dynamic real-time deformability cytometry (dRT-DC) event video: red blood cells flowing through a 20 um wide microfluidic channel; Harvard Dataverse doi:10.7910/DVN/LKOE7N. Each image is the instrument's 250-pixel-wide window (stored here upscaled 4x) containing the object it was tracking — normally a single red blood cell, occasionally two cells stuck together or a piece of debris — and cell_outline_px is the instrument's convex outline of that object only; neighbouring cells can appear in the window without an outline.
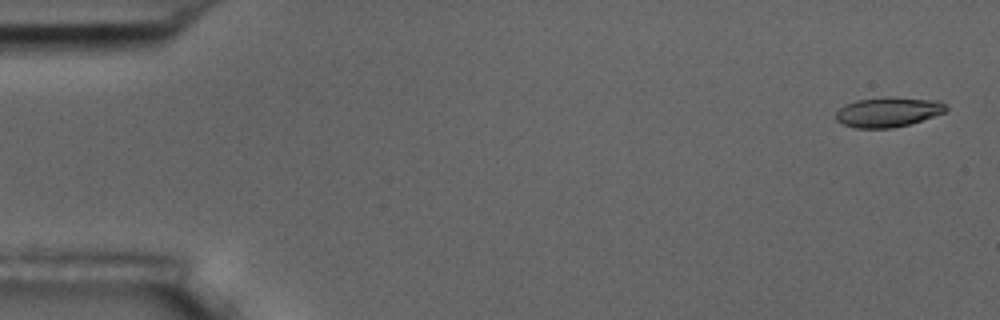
{"species": "common noctule bat (a hibernating species)", "species_latin": "Nyctalus noctula", "temperature_condition": "room temperature", "stored_images_in_passage": 4, "camera_frame_rate_fps": 3000, "um_per_image_px": 0.085, "animal": {"sex": "male", "body_mass_g": 17.5, "forearm_length_mm": 52.3}, "frame": {"image": 1, "passage_image": 1, "time_ms": 0.0, "image_size_px": [1000, 320], "cell_outline_px": [[948, 108], [944, 112], [912, 124], [892, 128], [856, 128], [844, 124], [836, 120], [836, 112], [844, 104], [856, 100], [940, 100]], "centroid_in_image_um": [75.46, 9.59], "position_along_channel_um": 9.5, "area_um2": 18.15}}
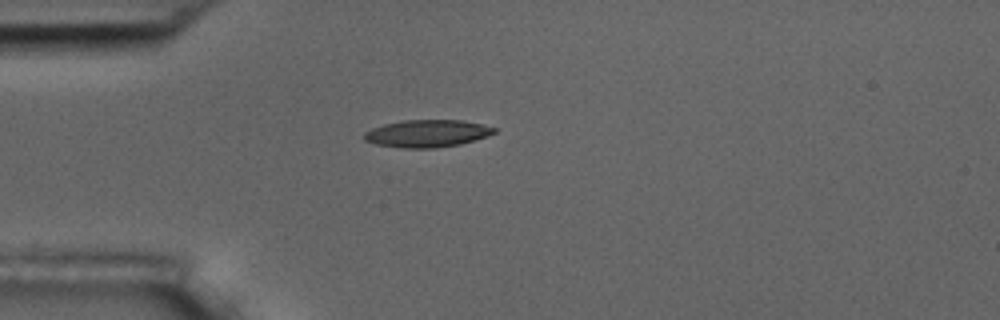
{"frame": {"image": 2, "passage_image": 4, "time_ms": 4.333, "image_size_px": [1000, 320], "cell_outline_px": [[496, 132], [488, 136], [460, 144], [436, 148], [400, 148], [376, 144], [364, 140], [364, 132], [372, 128], [384, 124], [404, 120], [464, 120], [496, 128]], "centroid_in_image_um": [36.3, 11.35], "position_along_channel_um": 48.7, "area_um2": 20.75}}